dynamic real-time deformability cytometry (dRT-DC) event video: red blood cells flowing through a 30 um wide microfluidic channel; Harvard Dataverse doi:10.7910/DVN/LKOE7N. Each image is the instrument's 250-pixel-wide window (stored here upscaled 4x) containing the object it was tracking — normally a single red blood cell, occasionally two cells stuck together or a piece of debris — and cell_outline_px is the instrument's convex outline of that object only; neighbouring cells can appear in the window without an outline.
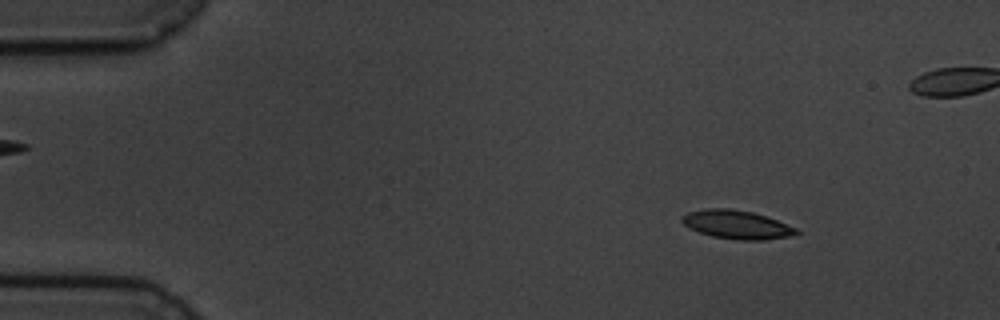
{"species": "common noctule bat (a hibernating species)", "species_latin": "Nyctalus noctula", "temperature_condition": "cold", "stored_images_in_passage": 5, "camera_frame_rate_fps": 3000, "um_per_image_px": 0.085, "animal": {"sex": "male", "body_mass_g": 19.5, "forearm_length_mm": 54.6}, "frame": {"image": 1, "passage_image": 2, "time_ms": 1.333, "image_size_px": [1000, 320], "cell_outline_px": [[800, 232], [792, 236], [764, 240], [736, 240], [712, 236], [688, 228], [680, 220], [680, 216], [688, 212], [704, 208], [728, 208], [752, 212], [776, 220], [796, 228]], "centroid_in_image_um": [62.58, 19.09], "position_along_channel_um": 22.4, "area_um2": 19.07}}